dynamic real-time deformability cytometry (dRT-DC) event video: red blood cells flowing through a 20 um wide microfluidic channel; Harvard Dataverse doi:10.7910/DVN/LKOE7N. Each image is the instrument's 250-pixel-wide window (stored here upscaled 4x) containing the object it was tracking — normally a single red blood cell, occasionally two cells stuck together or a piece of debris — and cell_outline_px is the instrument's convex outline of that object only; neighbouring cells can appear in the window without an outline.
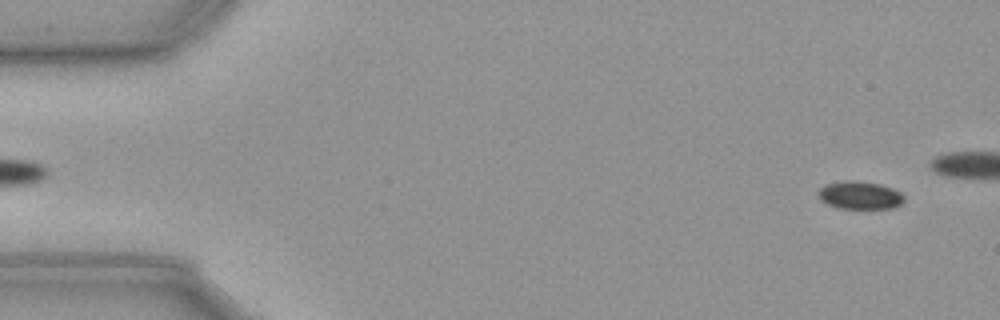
{"species": "common noctule bat (a hibernating species)", "species_latin": "Nyctalus noctula", "temperature_condition": "cold", "stored_images_in_passage": 14, "camera_frame_rate_fps": 3000, "um_per_image_px": 0.085, "animal": {"sex": "male", "body_mass_g": 23.1, "forearm_length_mm": 52.7}, "frame": {"image": 1, "passage_image": 3, "time_ms": 0.667, "image_size_px": [1000, 320], "cell_outline_px": [[904, 200], [900, 204], [892, 208], [836, 208], [820, 200], [816, 192], [824, 184], [848, 180], [880, 184], [892, 188], [900, 192], [904, 196]], "centroid_in_image_um": [73.05, 16.59], "position_along_channel_um": 12.0, "area_um2": 13.93}}